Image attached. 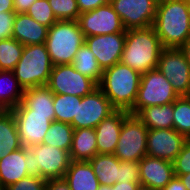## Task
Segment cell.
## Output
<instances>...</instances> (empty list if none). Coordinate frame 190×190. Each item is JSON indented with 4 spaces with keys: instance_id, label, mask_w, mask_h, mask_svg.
Masks as SVG:
<instances>
[{
    "instance_id": "obj_31",
    "label": "cell",
    "mask_w": 190,
    "mask_h": 190,
    "mask_svg": "<svg viewBox=\"0 0 190 190\" xmlns=\"http://www.w3.org/2000/svg\"><path fill=\"white\" fill-rule=\"evenodd\" d=\"M23 50L24 45L14 38L0 40V71H13Z\"/></svg>"
},
{
    "instance_id": "obj_26",
    "label": "cell",
    "mask_w": 190,
    "mask_h": 190,
    "mask_svg": "<svg viewBox=\"0 0 190 190\" xmlns=\"http://www.w3.org/2000/svg\"><path fill=\"white\" fill-rule=\"evenodd\" d=\"M24 89L13 71H0V110H12L23 98Z\"/></svg>"
},
{
    "instance_id": "obj_39",
    "label": "cell",
    "mask_w": 190,
    "mask_h": 190,
    "mask_svg": "<svg viewBox=\"0 0 190 190\" xmlns=\"http://www.w3.org/2000/svg\"><path fill=\"white\" fill-rule=\"evenodd\" d=\"M110 0H77L80 13L94 10L99 6L108 4Z\"/></svg>"
},
{
    "instance_id": "obj_40",
    "label": "cell",
    "mask_w": 190,
    "mask_h": 190,
    "mask_svg": "<svg viewBox=\"0 0 190 190\" xmlns=\"http://www.w3.org/2000/svg\"><path fill=\"white\" fill-rule=\"evenodd\" d=\"M44 190H70V187L64 178L48 179Z\"/></svg>"
},
{
    "instance_id": "obj_12",
    "label": "cell",
    "mask_w": 190,
    "mask_h": 190,
    "mask_svg": "<svg viewBox=\"0 0 190 190\" xmlns=\"http://www.w3.org/2000/svg\"><path fill=\"white\" fill-rule=\"evenodd\" d=\"M77 22L84 37L126 32L121 18L110 2L81 13Z\"/></svg>"
},
{
    "instance_id": "obj_38",
    "label": "cell",
    "mask_w": 190,
    "mask_h": 190,
    "mask_svg": "<svg viewBox=\"0 0 190 190\" xmlns=\"http://www.w3.org/2000/svg\"><path fill=\"white\" fill-rule=\"evenodd\" d=\"M15 12H0V40L12 38Z\"/></svg>"
},
{
    "instance_id": "obj_25",
    "label": "cell",
    "mask_w": 190,
    "mask_h": 190,
    "mask_svg": "<svg viewBox=\"0 0 190 190\" xmlns=\"http://www.w3.org/2000/svg\"><path fill=\"white\" fill-rule=\"evenodd\" d=\"M21 147L12 111L0 110V159Z\"/></svg>"
},
{
    "instance_id": "obj_9",
    "label": "cell",
    "mask_w": 190,
    "mask_h": 190,
    "mask_svg": "<svg viewBox=\"0 0 190 190\" xmlns=\"http://www.w3.org/2000/svg\"><path fill=\"white\" fill-rule=\"evenodd\" d=\"M21 145L30 148L42 143L51 123L50 114L31 113L21 102L12 110Z\"/></svg>"
},
{
    "instance_id": "obj_18",
    "label": "cell",
    "mask_w": 190,
    "mask_h": 190,
    "mask_svg": "<svg viewBox=\"0 0 190 190\" xmlns=\"http://www.w3.org/2000/svg\"><path fill=\"white\" fill-rule=\"evenodd\" d=\"M129 115L124 110H115L95 128L98 154H114L118 144L123 120Z\"/></svg>"
},
{
    "instance_id": "obj_37",
    "label": "cell",
    "mask_w": 190,
    "mask_h": 190,
    "mask_svg": "<svg viewBox=\"0 0 190 190\" xmlns=\"http://www.w3.org/2000/svg\"><path fill=\"white\" fill-rule=\"evenodd\" d=\"M174 174H188L190 173V142L187 140L181 150L176 156L174 162Z\"/></svg>"
},
{
    "instance_id": "obj_28",
    "label": "cell",
    "mask_w": 190,
    "mask_h": 190,
    "mask_svg": "<svg viewBox=\"0 0 190 190\" xmlns=\"http://www.w3.org/2000/svg\"><path fill=\"white\" fill-rule=\"evenodd\" d=\"M71 65L76 71L92 79L97 85H99L103 70L99 66L93 52L89 49L85 42L77 51Z\"/></svg>"
},
{
    "instance_id": "obj_34",
    "label": "cell",
    "mask_w": 190,
    "mask_h": 190,
    "mask_svg": "<svg viewBox=\"0 0 190 190\" xmlns=\"http://www.w3.org/2000/svg\"><path fill=\"white\" fill-rule=\"evenodd\" d=\"M57 20L77 21L81 14L77 0H48Z\"/></svg>"
},
{
    "instance_id": "obj_14",
    "label": "cell",
    "mask_w": 190,
    "mask_h": 190,
    "mask_svg": "<svg viewBox=\"0 0 190 190\" xmlns=\"http://www.w3.org/2000/svg\"><path fill=\"white\" fill-rule=\"evenodd\" d=\"M116 109L102 90L97 87L82 97L77 110V129L95 128Z\"/></svg>"
},
{
    "instance_id": "obj_13",
    "label": "cell",
    "mask_w": 190,
    "mask_h": 190,
    "mask_svg": "<svg viewBox=\"0 0 190 190\" xmlns=\"http://www.w3.org/2000/svg\"><path fill=\"white\" fill-rule=\"evenodd\" d=\"M158 0H110L126 30L153 25Z\"/></svg>"
},
{
    "instance_id": "obj_44",
    "label": "cell",
    "mask_w": 190,
    "mask_h": 190,
    "mask_svg": "<svg viewBox=\"0 0 190 190\" xmlns=\"http://www.w3.org/2000/svg\"><path fill=\"white\" fill-rule=\"evenodd\" d=\"M0 12H15L14 0H0Z\"/></svg>"
},
{
    "instance_id": "obj_29",
    "label": "cell",
    "mask_w": 190,
    "mask_h": 190,
    "mask_svg": "<svg viewBox=\"0 0 190 190\" xmlns=\"http://www.w3.org/2000/svg\"><path fill=\"white\" fill-rule=\"evenodd\" d=\"M82 97L68 94H54L55 121L69 123L77 129V110Z\"/></svg>"
},
{
    "instance_id": "obj_36",
    "label": "cell",
    "mask_w": 190,
    "mask_h": 190,
    "mask_svg": "<svg viewBox=\"0 0 190 190\" xmlns=\"http://www.w3.org/2000/svg\"><path fill=\"white\" fill-rule=\"evenodd\" d=\"M46 181L41 177L29 175L3 190H44Z\"/></svg>"
},
{
    "instance_id": "obj_35",
    "label": "cell",
    "mask_w": 190,
    "mask_h": 190,
    "mask_svg": "<svg viewBox=\"0 0 190 190\" xmlns=\"http://www.w3.org/2000/svg\"><path fill=\"white\" fill-rule=\"evenodd\" d=\"M118 169H119L118 182L140 183L139 161L119 160Z\"/></svg>"
},
{
    "instance_id": "obj_5",
    "label": "cell",
    "mask_w": 190,
    "mask_h": 190,
    "mask_svg": "<svg viewBox=\"0 0 190 190\" xmlns=\"http://www.w3.org/2000/svg\"><path fill=\"white\" fill-rule=\"evenodd\" d=\"M46 45H24L20 60L13 73L23 89L46 86L53 69Z\"/></svg>"
},
{
    "instance_id": "obj_33",
    "label": "cell",
    "mask_w": 190,
    "mask_h": 190,
    "mask_svg": "<svg viewBox=\"0 0 190 190\" xmlns=\"http://www.w3.org/2000/svg\"><path fill=\"white\" fill-rule=\"evenodd\" d=\"M26 14L48 28L57 21L48 0H36Z\"/></svg>"
},
{
    "instance_id": "obj_24",
    "label": "cell",
    "mask_w": 190,
    "mask_h": 190,
    "mask_svg": "<svg viewBox=\"0 0 190 190\" xmlns=\"http://www.w3.org/2000/svg\"><path fill=\"white\" fill-rule=\"evenodd\" d=\"M173 103L141 109L136 117L149 129H173Z\"/></svg>"
},
{
    "instance_id": "obj_7",
    "label": "cell",
    "mask_w": 190,
    "mask_h": 190,
    "mask_svg": "<svg viewBox=\"0 0 190 190\" xmlns=\"http://www.w3.org/2000/svg\"><path fill=\"white\" fill-rule=\"evenodd\" d=\"M178 97L170 81L157 68L149 70L141 75L137 98L129 114L136 115L145 107L174 103Z\"/></svg>"
},
{
    "instance_id": "obj_11",
    "label": "cell",
    "mask_w": 190,
    "mask_h": 190,
    "mask_svg": "<svg viewBox=\"0 0 190 190\" xmlns=\"http://www.w3.org/2000/svg\"><path fill=\"white\" fill-rule=\"evenodd\" d=\"M157 69L179 96H190V65L179 48H164Z\"/></svg>"
},
{
    "instance_id": "obj_1",
    "label": "cell",
    "mask_w": 190,
    "mask_h": 190,
    "mask_svg": "<svg viewBox=\"0 0 190 190\" xmlns=\"http://www.w3.org/2000/svg\"><path fill=\"white\" fill-rule=\"evenodd\" d=\"M152 27L164 48H180L190 37L187 0H158Z\"/></svg>"
},
{
    "instance_id": "obj_19",
    "label": "cell",
    "mask_w": 190,
    "mask_h": 190,
    "mask_svg": "<svg viewBox=\"0 0 190 190\" xmlns=\"http://www.w3.org/2000/svg\"><path fill=\"white\" fill-rule=\"evenodd\" d=\"M48 27L38 23L26 13H16L12 38L23 45L44 44Z\"/></svg>"
},
{
    "instance_id": "obj_15",
    "label": "cell",
    "mask_w": 190,
    "mask_h": 190,
    "mask_svg": "<svg viewBox=\"0 0 190 190\" xmlns=\"http://www.w3.org/2000/svg\"><path fill=\"white\" fill-rule=\"evenodd\" d=\"M187 138L173 129H151L147 133V155L174 162Z\"/></svg>"
},
{
    "instance_id": "obj_47",
    "label": "cell",
    "mask_w": 190,
    "mask_h": 190,
    "mask_svg": "<svg viewBox=\"0 0 190 190\" xmlns=\"http://www.w3.org/2000/svg\"><path fill=\"white\" fill-rule=\"evenodd\" d=\"M137 190H154V189H152V188H150V187H145V186H141V185H140Z\"/></svg>"
},
{
    "instance_id": "obj_23",
    "label": "cell",
    "mask_w": 190,
    "mask_h": 190,
    "mask_svg": "<svg viewBox=\"0 0 190 190\" xmlns=\"http://www.w3.org/2000/svg\"><path fill=\"white\" fill-rule=\"evenodd\" d=\"M69 153L73 161H89L98 154L95 130L93 128L74 130Z\"/></svg>"
},
{
    "instance_id": "obj_10",
    "label": "cell",
    "mask_w": 190,
    "mask_h": 190,
    "mask_svg": "<svg viewBox=\"0 0 190 190\" xmlns=\"http://www.w3.org/2000/svg\"><path fill=\"white\" fill-rule=\"evenodd\" d=\"M54 94H68L83 97L98 85L90 78L76 71L71 64L53 66L46 85Z\"/></svg>"
},
{
    "instance_id": "obj_22",
    "label": "cell",
    "mask_w": 190,
    "mask_h": 190,
    "mask_svg": "<svg viewBox=\"0 0 190 190\" xmlns=\"http://www.w3.org/2000/svg\"><path fill=\"white\" fill-rule=\"evenodd\" d=\"M53 99L54 93L47 86H39L25 89L21 103L31 113L50 114V119H55Z\"/></svg>"
},
{
    "instance_id": "obj_30",
    "label": "cell",
    "mask_w": 190,
    "mask_h": 190,
    "mask_svg": "<svg viewBox=\"0 0 190 190\" xmlns=\"http://www.w3.org/2000/svg\"><path fill=\"white\" fill-rule=\"evenodd\" d=\"M74 128L65 122L53 121L43 138L42 144L70 151Z\"/></svg>"
},
{
    "instance_id": "obj_8",
    "label": "cell",
    "mask_w": 190,
    "mask_h": 190,
    "mask_svg": "<svg viewBox=\"0 0 190 190\" xmlns=\"http://www.w3.org/2000/svg\"><path fill=\"white\" fill-rule=\"evenodd\" d=\"M148 128L129 114L124 120L114 155L121 161H140L147 155Z\"/></svg>"
},
{
    "instance_id": "obj_21",
    "label": "cell",
    "mask_w": 190,
    "mask_h": 190,
    "mask_svg": "<svg viewBox=\"0 0 190 190\" xmlns=\"http://www.w3.org/2000/svg\"><path fill=\"white\" fill-rule=\"evenodd\" d=\"M64 179L70 190H98L100 185L89 161L71 160Z\"/></svg>"
},
{
    "instance_id": "obj_20",
    "label": "cell",
    "mask_w": 190,
    "mask_h": 190,
    "mask_svg": "<svg viewBox=\"0 0 190 190\" xmlns=\"http://www.w3.org/2000/svg\"><path fill=\"white\" fill-rule=\"evenodd\" d=\"M29 176L26 168V148L21 147L0 159V188L3 190L11 184Z\"/></svg>"
},
{
    "instance_id": "obj_3",
    "label": "cell",
    "mask_w": 190,
    "mask_h": 190,
    "mask_svg": "<svg viewBox=\"0 0 190 190\" xmlns=\"http://www.w3.org/2000/svg\"><path fill=\"white\" fill-rule=\"evenodd\" d=\"M141 74L118 62L103 70L98 87L116 110L129 112L136 101Z\"/></svg>"
},
{
    "instance_id": "obj_27",
    "label": "cell",
    "mask_w": 190,
    "mask_h": 190,
    "mask_svg": "<svg viewBox=\"0 0 190 190\" xmlns=\"http://www.w3.org/2000/svg\"><path fill=\"white\" fill-rule=\"evenodd\" d=\"M90 165L100 185L113 186L119 178V159L114 154H96Z\"/></svg>"
},
{
    "instance_id": "obj_16",
    "label": "cell",
    "mask_w": 190,
    "mask_h": 190,
    "mask_svg": "<svg viewBox=\"0 0 190 190\" xmlns=\"http://www.w3.org/2000/svg\"><path fill=\"white\" fill-rule=\"evenodd\" d=\"M85 43L93 52L101 69L105 70L120 62L125 32L85 37Z\"/></svg>"
},
{
    "instance_id": "obj_32",
    "label": "cell",
    "mask_w": 190,
    "mask_h": 190,
    "mask_svg": "<svg viewBox=\"0 0 190 190\" xmlns=\"http://www.w3.org/2000/svg\"><path fill=\"white\" fill-rule=\"evenodd\" d=\"M173 128L184 135L190 136V96H179L173 103Z\"/></svg>"
},
{
    "instance_id": "obj_46",
    "label": "cell",
    "mask_w": 190,
    "mask_h": 190,
    "mask_svg": "<svg viewBox=\"0 0 190 190\" xmlns=\"http://www.w3.org/2000/svg\"><path fill=\"white\" fill-rule=\"evenodd\" d=\"M183 182L187 190H190V173L188 174H175Z\"/></svg>"
},
{
    "instance_id": "obj_43",
    "label": "cell",
    "mask_w": 190,
    "mask_h": 190,
    "mask_svg": "<svg viewBox=\"0 0 190 190\" xmlns=\"http://www.w3.org/2000/svg\"><path fill=\"white\" fill-rule=\"evenodd\" d=\"M161 190H187L179 177L174 176L172 180Z\"/></svg>"
},
{
    "instance_id": "obj_6",
    "label": "cell",
    "mask_w": 190,
    "mask_h": 190,
    "mask_svg": "<svg viewBox=\"0 0 190 190\" xmlns=\"http://www.w3.org/2000/svg\"><path fill=\"white\" fill-rule=\"evenodd\" d=\"M71 162L69 151L46 144L26 148V168L30 176L45 180L64 178Z\"/></svg>"
},
{
    "instance_id": "obj_48",
    "label": "cell",
    "mask_w": 190,
    "mask_h": 190,
    "mask_svg": "<svg viewBox=\"0 0 190 190\" xmlns=\"http://www.w3.org/2000/svg\"><path fill=\"white\" fill-rule=\"evenodd\" d=\"M187 3H188L189 13H190V0H187Z\"/></svg>"
},
{
    "instance_id": "obj_4",
    "label": "cell",
    "mask_w": 190,
    "mask_h": 190,
    "mask_svg": "<svg viewBox=\"0 0 190 190\" xmlns=\"http://www.w3.org/2000/svg\"><path fill=\"white\" fill-rule=\"evenodd\" d=\"M85 37L77 21L57 20L48 28L46 48L54 66L71 64Z\"/></svg>"
},
{
    "instance_id": "obj_2",
    "label": "cell",
    "mask_w": 190,
    "mask_h": 190,
    "mask_svg": "<svg viewBox=\"0 0 190 190\" xmlns=\"http://www.w3.org/2000/svg\"><path fill=\"white\" fill-rule=\"evenodd\" d=\"M164 47L154 28L128 29L120 62L141 75L158 66Z\"/></svg>"
},
{
    "instance_id": "obj_17",
    "label": "cell",
    "mask_w": 190,
    "mask_h": 190,
    "mask_svg": "<svg viewBox=\"0 0 190 190\" xmlns=\"http://www.w3.org/2000/svg\"><path fill=\"white\" fill-rule=\"evenodd\" d=\"M140 185L163 189L175 176L172 162L146 155L139 161Z\"/></svg>"
},
{
    "instance_id": "obj_41",
    "label": "cell",
    "mask_w": 190,
    "mask_h": 190,
    "mask_svg": "<svg viewBox=\"0 0 190 190\" xmlns=\"http://www.w3.org/2000/svg\"><path fill=\"white\" fill-rule=\"evenodd\" d=\"M140 183L117 182L113 186L99 185L98 190H137Z\"/></svg>"
},
{
    "instance_id": "obj_42",
    "label": "cell",
    "mask_w": 190,
    "mask_h": 190,
    "mask_svg": "<svg viewBox=\"0 0 190 190\" xmlns=\"http://www.w3.org/2000/svg\"><path fill=\"white\" fill-rule=\"evenodd\" d=\"M36 0H14L15 13H26L32 3Z\"/></svg>"
},
{
    "instance_id": "obj_45",
    "label": "cell",
    "mask_w": 190,
    "mask_h": 190,
    "mask_svg": "<svg viewBox=\"0 0 190 190\" xmlns=\"http://www.w3.org/2000/svg\"><path fill=\"white\" fill-rule=\"evenodd\" d=\"M185 58L187 59L188 64L190 65V37L185 41V43L179 48Z\"/></svg>"
}]
</instances>
